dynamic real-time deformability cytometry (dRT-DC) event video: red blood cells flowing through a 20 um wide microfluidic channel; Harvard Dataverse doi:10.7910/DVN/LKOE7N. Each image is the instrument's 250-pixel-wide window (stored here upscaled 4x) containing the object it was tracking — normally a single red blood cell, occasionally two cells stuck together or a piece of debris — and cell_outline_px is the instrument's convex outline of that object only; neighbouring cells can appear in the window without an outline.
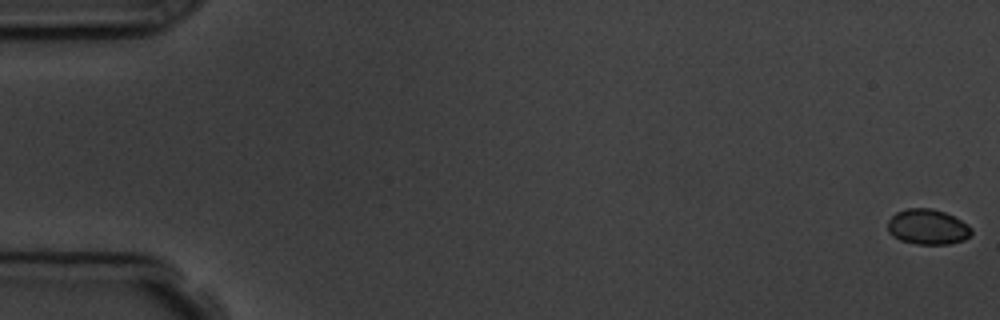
{"species": "common noctule bat (a hibernating species)", "species_latin": "Nyctalus noctula", "temperature_condition": "room temperature", "stored_images_in_passage": 4, "camera_frame_rate_fps": 3000, "um_per_image_px": 0.085, "animal": {"sex": "male", "body_mass_g": 19.5, "forearm_length_mm": 54.6}, "frame": {"image": 1, "passage_image": 1, "time_ms": 0.0, "image_size_px": [1000, 320], "cell_outline_px": [[972, 232], [964, 240], [948, 244], [916, 244], [900, 240], [892, 236], [888, 232], [888, 220], [896, 212], [908, 208], [932, 208], [944, 212], [968, 224], [972, 228]], "centroid_in_image_um": [78.83, 19.29], "position_along_channel_um": 6.2, "area_um2": 17.22}}
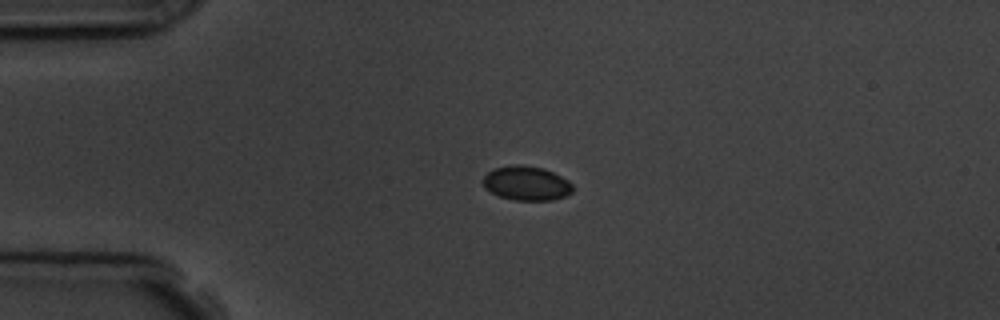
{"frame": {"image": 2, "passage_image": 4, "time_ms": 4.333, "image_size_px": [1000, 320], "cell_outline_px": [[572, 192], [564, 196], [552, 200], [516, 200], [500, 196], [484, 188], [484, 176], [488, 172], [496, 168], [512, 164], [520, 164], [544, 168], [568, 180], [572, 184]], "centroid_in_image_um": [44.75, 15.57], "position_along_channel_um": 40.2, "area_um2": 17.74}}